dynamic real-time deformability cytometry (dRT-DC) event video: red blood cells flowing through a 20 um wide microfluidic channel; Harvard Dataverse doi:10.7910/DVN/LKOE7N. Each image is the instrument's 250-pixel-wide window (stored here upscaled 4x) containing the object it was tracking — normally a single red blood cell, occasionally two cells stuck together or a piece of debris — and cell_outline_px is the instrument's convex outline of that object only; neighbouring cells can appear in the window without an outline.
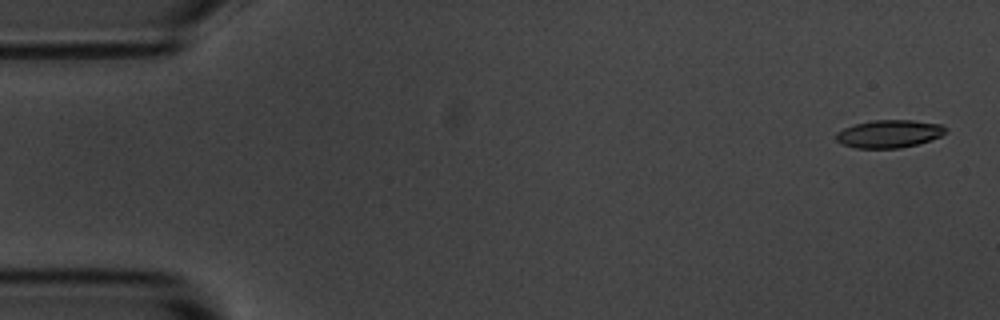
{"species": "common noctule bat (a hibernating species)", "species_latin": "Nyctalus noctula", "temperature_condition": "room temperature", "stored_images_in_passage": 6, "segment_of_instrument_passage": [1, 2], "camera_frame_rate_fps": 3000, "um_per_image_px": 0.085, "animal": {"sex": "male", "body_mass_g": 20.1, "forearm_length_mm": 53.5}, "frame": {"image": 1, "passage_image": 1, "time_ms": 0.0, "image_size_px": [1000, 320], "cell_outline_px": [[948, 132], [940, 136], [916, 144], [900, 148], [856, 148], [840, 144], [836, 140], [836, 132], [844, 128], [856, 124], [872, 120], [912, 120], [940, 124], [948, 128]], "centroid_in_image_um": [75.56, 11.37], "position_along_channel_um": 9.4, "area_um2": 17.74}}